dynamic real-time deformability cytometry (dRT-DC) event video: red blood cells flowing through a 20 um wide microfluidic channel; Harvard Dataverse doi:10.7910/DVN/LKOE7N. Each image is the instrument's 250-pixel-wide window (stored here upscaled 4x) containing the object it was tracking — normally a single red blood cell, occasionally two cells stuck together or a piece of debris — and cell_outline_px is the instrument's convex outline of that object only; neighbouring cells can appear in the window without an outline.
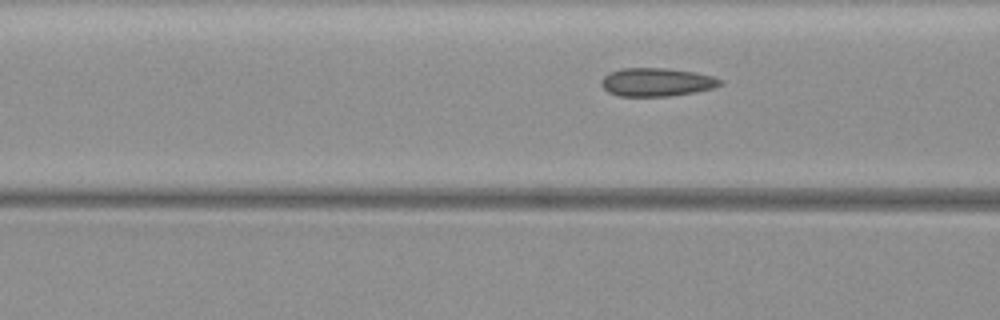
{"species": "common noctule bat (a hibernating species)", "species_latin": "Nyctalus noctula", "temperature_condition": "warm", "stored_images_in_passage": 13, "camera_frame_rate_fps": 3000, "um_per_image_px": 0.085, "animal": {"sex": "female", "body_mass_g": 19.3, "forearm_length_mm": 54.1}, "frame": {"image": 1, "passage_image": 10, "time_ms": 3.0, "image_size_px": [1000, 320], "cell_outline_px": [[724, 84], [712, 88], [692, 92], [668, 96], [620, 96], [608, 92], [600, 84], [600, 80], [608, 72], [620, 68], [668, 68], [696, 72], [712, 76], [724, 80]], "centroid_in_image_um": [55.8, 6.97], "position_along_channel_um": 110.8, "area_um2": 19.77}}